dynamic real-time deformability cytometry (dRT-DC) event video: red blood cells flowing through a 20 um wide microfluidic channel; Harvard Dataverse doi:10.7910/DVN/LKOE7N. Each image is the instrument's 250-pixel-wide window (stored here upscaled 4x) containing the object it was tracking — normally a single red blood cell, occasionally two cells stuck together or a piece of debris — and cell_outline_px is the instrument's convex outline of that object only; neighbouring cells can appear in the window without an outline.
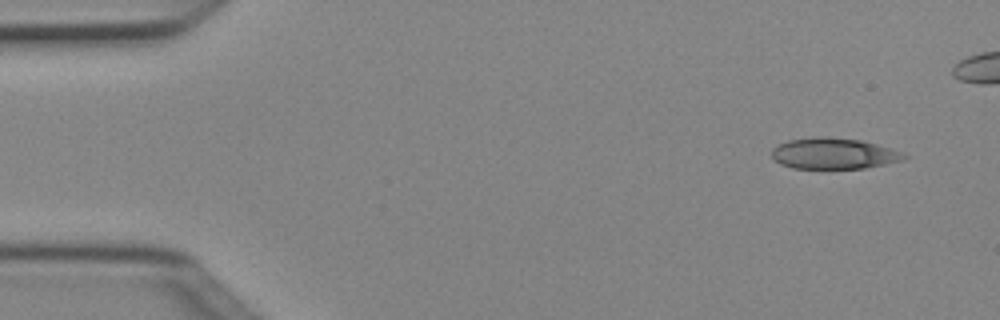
{"species": "Egyptian fruit bat (a non-hibernating species)", "species_latin": "Rousettus aegyptiacus", "temperature_condition": "cold", "stored_images_in_passage": 5, "camera_frame_rate_fps": 3000, "um_per_image_px": 0.085, "animal": {"sex": "female"}, "frame": {"image": 1, "passage_image": 1, "time_ms": 0.0, "image_size_px": [1000, 320], "cell_outline_px": [[908, 156], [904, 160], [864, 168], [792, 168], [780, 164], [772, 156], [772, 148], [788, 140], [820, 136], [824, 136], [860, 140], [876, 144], [900, 152]], "centroid_in_image_um": [70.84, 13.05], "position_along_channel_um": 14.2, "area_um2": 23.64}}